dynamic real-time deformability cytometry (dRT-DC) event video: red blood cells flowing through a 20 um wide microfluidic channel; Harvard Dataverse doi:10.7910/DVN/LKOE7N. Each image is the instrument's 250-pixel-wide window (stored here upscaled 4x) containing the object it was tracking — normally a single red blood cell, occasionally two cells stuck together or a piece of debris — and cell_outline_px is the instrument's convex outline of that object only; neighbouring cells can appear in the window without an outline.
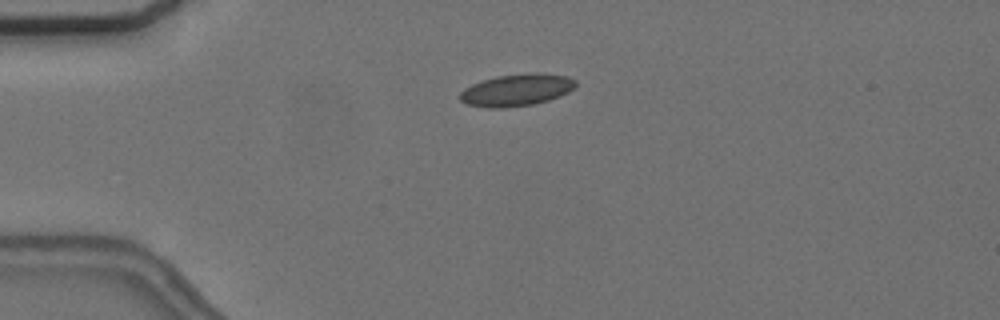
{"species": "common noctule bat (a hibernating species)", "species_latin": "Nyctalus noctula", "temperature_condition": "cold", "stored_images_in_passage": 2, "camera_frame_rate_fps": 3000, "um_per_image_px": 0.085, "animal": {"sex": "female", "body_mass_g": 24.6, "forearm_length_mm": 56.2}, "frame": {"image": 1, "passage_image": 1, "time_ms": 0.0, "image_size_px": [1000, 320], "cell_outline_px": [[576, 84], [568, 92], [560, 96], [548, 100], [532, 104], [504, 108], [488, 108], [468, 104], [460, 100], [460, 92], [464, 88], [472, 84], [496, 76], [528, 72], [540, 72], [568, 76], [576, 80]], "centroid_in_image_um": [43.92, 7.63], "position_along_channel_um": 41.1, "area_um2": 21.68}}